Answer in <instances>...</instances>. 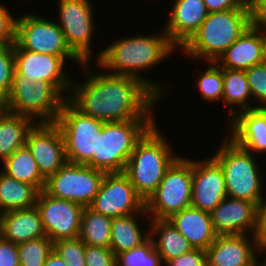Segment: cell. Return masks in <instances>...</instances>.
<instances>
[{"mask_svg":"<svg viewBox=\"0 0 266 266\" xmlns=\"http://www.w3.org/2000/svg\"><path fill=\"white\" fill-rule=\"evenodd\" d=\"M55 123L64 138L67 161L87 165L97 155L98 133L104 122L83 114L66 99Z\"/></svg>","mask_w":266,"mask_h":266,"instance_id":"cell-8","label":"cell"},{"mask_svg":"<svg viewBox=\"0 0 266 266\" xmlns=\"http://www.w3.org/2000/svg\"><path fill=\"white\" fill-rule=\"evenodd\" d=\"M245 75L253 97V102L255 103V108H266V63L248 68L245 70Z\"/></svg>","mask_w":266,"mask_h":266,"instance_id":"cell-37","label":"cell"},{"mask_svg":"<svg viewBox=\"0 0 266 266\" xmlns=\"http://www.w3.org/2000/svg\"><path fill=\"white\" fill-rule=\"evenodd\" d=\"M0 169L7 176L34 186L39 192L44 190L46 179L39 172L38 165L26 145L18 148L1 164Z\"/></svg>","mask_w":266,"mask_h":266,"instance_id":"cell-29","label":"cell"},{"mask_svg":"<svg viewBox=\"0 0 266 266\" xmlns=\"http://www.w3.org/2000/svg\"><path fill=\"white\" fill-rule=\"evenodd\" d=\"M163 264L150 238L141 246L116 256V266H163Z\"/></svg>","mask_w":266,"mask_h":266,"instance_id":"cell-34","label":"cell"},{"mask_svg":"<svg viewBox=\"0 0 266 266\" xmlns=\"http://www.w3.org/2000/svg\"><path fill=\"white\" fill-rule=\"evenodd\" d=\"M65 100L51 83L30 81L14 71L5 110L28 117L34 123H55Z\"/></svg>","mask_w":266,"mask_h":266,"instance_id":"cell-7","label":"cell"},{"mask_svg":"<svg viewBox=\"0 0 266 266\" xmlns=\"http://www.w3.org/2000/svg\"><path fill=\"white\" fill-rule=\"evenodd\" d=\"M212 157L221 166L227 197L252 201L258 205L263 192V174L261 165L253 153L238 146L226 134Z\"/></svg>","mask_w":266,"mask_h":266,"instance_id":"cell-5","label":"cell"},{"mask_svg":"<svg viewBox=\"0 0 266 266\" xmlns=\"http://www.w3.org/2000/svg\"><path fill=\"white\" fill-rule=\"evenodd\" d=\"M35 206L40 212L46 236L53 243L79 237L84 206L54 198L44 190L38 193Z\"/></svg>","mask_w":266,"mask_h":266,"instance_id":"cell-15","label":"cell"},{"mask_svg":"<svg viewBox=\"0 0 266 266\" xmlns=\"http://www.w3.org/2000/svg\"><path fill=\"white\" fill-rule=\"evenodd\" d=\"M44 266H67L65 261L53 250L47 257Z\"/></svg>","mask_w":266,"mask_h":266,"instance_id":"cell-45","label":"cell"},{"mask_svg":"<svg viewBox=\"0 0 266 266\" xmlns=\"http://www.w3.org/2000/svg\"><path fill=\"white\" fill-rule=\"evenodd\" d=\"M262 26L252 24L215 62L219 67L247 70L262 60Z\"/></svg>","mask_w":266,"mask_h":266,"instance_id":"cell-22","label":"cell"},{"mask_svg":"<svg viewBox=\"0 0 266 266\" xmlns=\"http://www.w3.org/2000/svg\"><path fill=\"white\" fill-rule=\"evenodd\" d=\"M0 266H20L18 247L0 236Z\"/></svg>","mask_w":266,"mask_h":266,"instance_id":"cell-41","label":"cell"},{"mask_svg":"<svg viewBox=\"0 0 266 266\" xmlns=\"http://www.w3.org/2000/svg\"><path fill=\"white\" fill-rule=\"evenodd\" d=\"M0 236L14 244L46 236L37 207L0 214Z\"/></svg>","mask_w":266,"mask_h":266,"instance_id":"cell-23","label":"cell"},{"mask_svg":"<svg viewBox=\"0 0 266 266\" xmlns=\"http://www.w3.org/2000/svg\"><path fill=\"white\" fill-rule=\"evenodd\" d=\"M164 266H207L206 250L193 248L187 253L169 259Z\"/></svg>","mask_w":266,"mask_h":266,"instance_id":"cell-40","label":"cell"},{"mask_svg":"<svg viewBox=\"0 0 266 266\" xmlns=\"http://www.w3.org/2000/svg\"><path fill=\"white\" fill-rule=\"evenodd\" d=\"M113 218L85 207L81 218L79 238L89 246L110 248L111 223Z\"/></svg>","mask_w":266,"mask_h":266,"instance_id":"cell-31","label":"cell"},{"mask_svg":"<svg viewBox=\"0 0 266 266\" xmlns=\"http://www.w3.org/2000/svg\"><path fill=\"white\" fill-rule=\"evenodd\" d=\"M230 123V124H229ZM227 136L251 153L266 152V108H255L237 113L228 122Z\"/></svg>","mask_w":266,"mask_h":266,"instance_id":"cell-21","label":"cell"},{"mask_svg":"<svg viewBox=\"0 0 266 266\" xmlns=\"http://www.w3.org/2000/svg\"><path fill=\"white\" fill-rule=\"evenodd\" d=\"M260 252L255 235H217L206 250L207 266H262Z\"/></svg>","mask_w":266,"mask_h":266,"instance_id":"cell-18","label":"cell"},{"mask_svg":"<svg viewBox=\"0 0 266 266\" xmlns=\"http://www.w3.org/2000/svg\"><path fill=\"white\" fill-rule=\"evenodd\" d=\"M86 244L79 238L63 239L53 243V250L65 261L67 266H86Z\"/></svg>","mask_w":266,"mask_h":266,"instance_id":"cell-35","label":"cell"},{"mask_svg":"<svg viewBox=\"0 0 266 266\" xmlns=\"http://www.w3.org/2000/svg\"><path fill=\"white\" fill-rule=\"evenodd\" d=\"M266 251V248L263 250V252ZM266 253V252H265ZM266 257V256H265ZM264 257V259L262 260V266H266V258Z\"/></svg>","mask_w":266,"mask_h":266,"instance_id":"cell-49","label":"cell"},{"mask_svg":"<svg viewBox=\"0 0 266 266\" xmlns=\"http://www.w3.org/2000/svg\"><path fill=\"white\" fill-rule=\"evenodd\" d=\"M258 203L256 234L261 251L266 248V195Z\"/></svg>","mask_w":266,"mask_h":266,"instance_id":"cell-42","label":"cell"},{"mask_svg":"<svg viewBox=\"0 0 266 266\" xmlns=\"http://www.w3.org/2000/svg\"><path fill=\"white\" fill-rule=\"evenodd\" d=\"M155 123L136 143L127 161L124 173L136 192L145 200L157 190L164 175L180 157L174 153L172 144L166 141L164 132ZM174 153V154H173Z\"/></svg>","mask_w":266,"mask_h":266,"instance_id":"cell-3","label":"cell"},{"mask_svg":"<svg viewBox=\"0 0 266 266\" xmlns=\"http://www.w3.org/2000/svg\"><path fill=\"white\" fill-rule=\"evenodd\" d=\"M260 1L261 0H241L244 7L251 11L260 3Z\"/></svg>","mask_w":266,"mask_h":266,"instance_id":"cell-47","label":"cell"},{"mask_svg":"<svg viewBox=\"0 0 266 266\" xmlns=\"http://www.w3.org/2000/svg\"><path fill=\"white\" fill-rule=\"evenodd\" d=\"M208 66L198 73L197 85L200 96L207 102H220L223 94L222 69L215 62H207Z\"/></svg>","mask_w":266,"mask_h":266,"instance_id":"cell-32","label":"cell"},{"mask_svg":"<svg viewBox=\"0 0 266 266\" xmlns=\"http://www.w3.org/2000/svg\"><path fill=\"white\" fill-rule=\"evenodd\" d=\"M88 207L104 216L117 218L142 213L146 202L124 172H113L105 174L99 192Z\"/></svg>","mask_w":266,"mask_h":266,"instance_id":"cell-14","label":"cell"},{"mask_svg":"<svg viewBox=\"0 0 266 266\" xmlns=\"http://www.w3.org/2000/svg\"><path fill=\"white\" fill-rule=\"evenodd\" d=\"M164 26L170 42L179 50L198 31L208 16L203 0H175Z\"/></svg>","mask_w":266,"mask_h":266,"instance_id":"cell-20","label":"cell"},{"mask_svg":"<svg viewBox=\"0 0 266 266\" xmlns=\"http://www.w3.org/2000/svg\"><path fill=\"white\" fill-rule=\"evenodd\" d=\"M58 3L59 19L56 22L67 44L83 62L91 63V43L98 27L93 17L96 6L94 7L91 0H58Z\"/></svg>","mask_w":266,"mask_h":266,"instance_id":"cell-11","label":"cell"},{"mask_svg":"<svg viewBox=\"0 0 266 266\" xmlns=\"http://www.w3.org/2000/svg\"><path fill=\"white\" fill-rule=\"evenodd\" d=\"M262 60L266 63V26H262Z\"/></svg>","mask_w":266,"mask_h":266,"instance_id":"cell-46","label":"cell"},{"mask_svg":"<svg viewBox=\"0 0 266 266\" xmlns=\"http://www.w3.org/2000/svg\"><path fill=\"white\" fill-rule=\"evenodd\" d=\"M86 266H116V256L110 248L85 246Z\"/></svg>","mask_w":266,"mask_h":266,"instance_id":"cell-38","label":"cell"},{"mask_svg":"<svg viewBox=\"0 0 266 266\" xmlns=\"http://www.w3.org/2000/svg\"><path fill=\"white\" fill-rule=\"evenodd\" d=\"M15 71L14 44L0 45V97H8Z\"/></svg>","mask_w":266,"mask_h":266,"instance_id":"cell-36","label":"cell"},{"mask_svg":"<svg viewBox=\"0 0 266 266\" xmlns=\"http://www.w3.org/2000/svg\"><path fill=\"white\" fill-rule=\"evenodd\" d=\"M14 53L15 71L18 74L29 78L30 81L41 80L51 83L66 99L70 94L73 80L66 71L67 60L73 61L78 66L84 64L78 56H53L46 53H34L21 49L16 43H14Z\"/></svg>","mask_w":266,"mask_h":266,"instance_id":"cell-13","label":"cell"},{"mask_svg":"<svg viewBox=\"0 0 266 266\" xmlns=\"http://www.w3.org/2000/svg\"><path fill=\"white\" fill-rule=\"evenodd\" d=\"M20 266H44L53 251V242L43 236L17 244Z\"/></svg>","mask_w":266,"mask_h":266,"instance_id":"cell-33","label":"cell"},{"mask_svg":"<svg viewBox=\"0 0 266 266\" xmlns=\"http://www.w3.org/2000/svg\"><path fill=\"white\" fill-rule=\"evenodd\" d=\"M140 216L142 219L146 218L145 222L150 220L146 209L142 213L113 218L110 229V249L115 256L141 246L150 238L149 228L146 232L141 229L142 226L138 222V219L141 221Z\"/></svg>","mask_w":266,"mask_h":266,"instance_id":"cell-25","label":"cell"},{"mask_svg":"<svg viewBox=\"0 0 266 266\" xmlns=\"http://www.w3.org/2000/svg\"><path fill=\"white\" fill-rule=\"evenodd\" d=\"M156 122V119L104 122L102 133H98L97 155L87 166L106 173L124 172L136 143Z\"/></svg>","mask_w":266,"mask_h":266,"instance_id":"cell-6","label":"cell"},{"mask_svg":"<svg viewBox=\"0 0 266 266\" xmlns=\"http://www.w3.org/2000/svg\"><path fill=\"white\" fill-rule=\"evenodd\" d=\"M25 145L45 179L67 162L64 138L56 123H35L26 135Z\"/></svg>","mask_w":266,"mask_h":266,"instance_id":"cell-16","label":"cell"},{"mask_svg":"<svg viewBox=\"0 0 266 266\" xmlns=\"http://www.w3.org/2000/svg\"><path fill=\"white\" fill-rule=\"evenodd\" d=\"M252 22L255 25L266 26V0L260 3L251 11Z\"/></svg>","mask_w":266,"mask_h":266,"instance_id":"cell-44","label":"cell"},{"mask_svg":"<svg viewBox=\"0 0 266 266\" xmlns=\"http://www.w3.org/2000/svg\"><path fill=\"white\" fill-rule=\"evenodd\" d=\"M16 20L9 8L0 3V45L15 43Z\"/></svg>","mask_w":266,"mask_h":266,"instance_id":"cell-39","label":"cell"},{"mask_svg":"<svg viewBox=\"0 0 266 266\" xmlns=\"http://www.w3.org/2000/svg\"><path fill=\"white\" fill-rule=\"evenodd\" d=\"M168 220L193 248L207 250L217 237L212 226L210 213L192 206L174 213Z\"/></svg>","mask_w":266,"mask_h":266,"instance_id":"cell-24","label":"cell"},{"mask_svg":"<svg viewBox=\"0 0 266 266\" xmlns=\"http://www.w3.org/2000/svg\"><path fill=\"white\" fill-rule=\"evenodd\" d=\"M35 123L5 110L0 115V161L1 163L18 148L25 145L26 135Z\"/></svg>","mask_w":266,"mask_h":266,"instance_id":"cell-28","label":"cell"},{"mask_svg":"<svg viewBox=\"0 0 266 266\" xmlns=\"http://www.w3.org/2000/svg\"><path fill=\"white\" fill-rule=\"evenodd\" d=\"M5 111V100L0 97V115Z\"/></svg>","mask_w":266,"mask_h":266,"instance_id":"cell-48","label":"cell"},{"mask_svg":"<svg viewBox=\"0 0 266 266\" xmlns=\"http://www.w3.org/2000/svg\"><path fill=\"white\" fill-rule=\"evenodd\" d=\"M191 198L192 159L180 155L146 201L148 216L150 219H168L174 213L191 207Z\"/></svg>","mask_w":266,"mask_h":266,"instance_id":"cell-9","label":"cell"},{"mask_svg":"<svg viewBox=\"0 0 266 266\" xmlns=\"http://www.w3.org/2000/svg\"><path fill=\"white\" fill-rule=\"evenodd\" d=\"M150 239L155 250L165 264L169 259L180 256L193 249L188 240L172 225L168 219L149 220Z\"/></svg>","mask_w":266,"mask_h":266,"instance_id":"cell-27","label":"cell"},{"mask_svg":"<svg viewBox=\"0 0 266 266\" xmlns=\"http://www.w3.org/2000/svg\"><path fill=\"white\" fill-rule=\"evenodd\" d=\"M105 174L102 170L67 161L46 179L44 191L54 198L88 207L99 192Z\"/></svg>","mask_w":266,"mask_h":266,"instance_id":"cell-10","label":"cell"},{"mask_svg":"<svg viewBox=\"0 0 266 266\" xmlns=\"http://www.w3.org/2000/svg\"><path fill=\"white\" fill-rule=\"evenodd\" d=\"M176 49L162 29V31L154 32L151 35L138 33L136 36H122L121 39H116L104 49H100L101 51L94 58L98 71L104 70L113 75L136 77L145 82L163 99L168 94L167 91H171L169 86L165 83L160 84L158 81L153 82V80L141 76V72L148 73L161 61L172 56L177 51Z\"/></svg>","mask_w":266,"mask_h":266,"instance_id":"cell-2","label":"cell"},{"mask_svg":"<svg viewBox=\"0 0 266 266\" xmlns=\"http://www.w3.org/2000/svg\"><path fill=\"white\" fill-rule=\"evenodd\" d=\"M226 197L225 177L219 163L212 156L192 159L191 206L211 213Z\"/></svg>","mask_w":266,"mask_h":266,"instance_id":"cell-17","label":"cell"},{"mask_svg":"<svg viewBox=\"0 0 266 266\" xmlns=\"http://www.w3.org/2000/svg\"><path fill=\"white\" fill-rule=\"evenodd\" d=\"M15 43L24 50L53 56H77L69 47L58 23L35 12L16 16Z\"/></svg>","mask_w":266,"mask_h":266,"instance_id":"cell-12","label":"cell"},{"mask_svg":"<svg viewBox=\"0 0 266 266\" xmlns=\"http://www.w3.org/2000/svg\"><path fill=\"white\" fill-rule=\"evenodd\" d=\"M38 193L34 186L9 177L0 170V214L35 206Z\"/></svg>","mask_w":266,"mask_h":266,"instance_id":"cell-30","label":"cell"},{"mask_svg":"<svg viewBox=\"0 0 266 266\" xmlns=\"http://www.w3.org/2000/svg\"><path fill=\"white\" fill-rule=\"evenodd\" d=\"M90 65L84 62L79 67L87 73L85 80H72L67 98L78 110L103 122L156 119L153 110L161 98L145 82L103 70L94 72Z\"/></svg>","mask_w":266,"mask_h":266,"instance_id":"cell-1","label":"cell"},{"mask_svg":"<svg viewBox=\"0 0 266 266\" xmlns=\"http://www.w3.org/2000/svg\"><path fill=\"white\" fill-rule=\"evenodd\" d=\"M208 12L225 11L231 9H247L241 0H203Z\"/></svg>","mask_w":266,"mask_h":266,"instance_id":"cell-43","label":"cell"},{"mask_svg":"<svg viewBox=\"0 0 266 266\" xmlns=\"http://www.w3.org/2000/svg\"><path fill=\"white\" fill-rule=\"evenodd\" d=\"M252 24L249 9L210 12L181 49L193 60L216 62Z\"/></svg>","mask_w":266,"mask_h":266,"instance_id":"cell-4","label":"cell"},{"mask_svg":"<svg viewBox=\"0 0 266 266\" xmlns=\"http://www.w3.org/2000/svg\"><path fill=\"white\" fill-rule=\"evenodd\" d=\"M258 205L252 201L224 198L210 213L217 235L256 234Z\"/></svg>","mask_w":266,"mask_h":266,"instance_id":"cell-19","label":"cell"},{"mask_svg":"<svg viewBox=\"0 0 266 266\" xmlns=\"http://www.w3.org/2000/svg\"><path fill=\"white\" fill-rule=\"evenodd\" d=\"M223 74V94L221 102L229 108L227 119L231 121L239 112L255 109L253 97L245 75V70H232L220 67ZM252 100V101H251ZM252 104V105H251ZM238 110V111H237Z\"/></svg>","mask_w":266,"mask_h":266,"instance_id":"cell-26","label":"cell"}]
</instances>
